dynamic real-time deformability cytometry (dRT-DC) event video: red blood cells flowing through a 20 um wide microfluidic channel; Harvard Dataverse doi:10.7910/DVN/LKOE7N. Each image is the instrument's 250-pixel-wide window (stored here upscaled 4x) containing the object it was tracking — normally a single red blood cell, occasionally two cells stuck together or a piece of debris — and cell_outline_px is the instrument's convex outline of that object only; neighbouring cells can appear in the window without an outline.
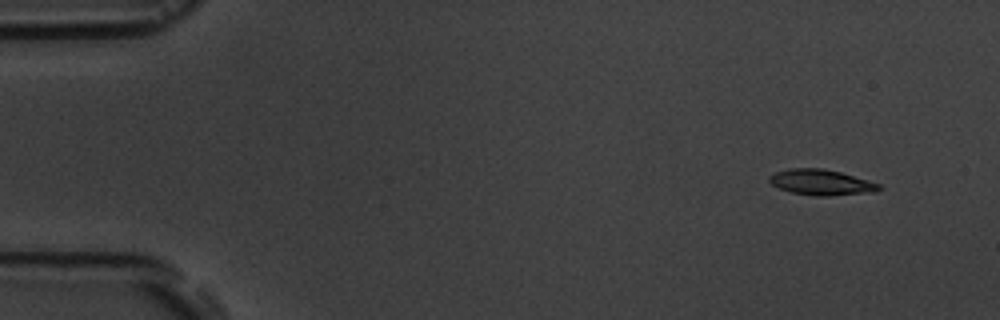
{"species": "common noctule bat (a hibernating species)", "species_latin": "Nyctalus noctula", "temperature_condition": "room temperature", "stored_images_in_passage": 7, "camera_frame_rate_fps": 3000, "um_per_image_px": 0.085, "animal": {"sex": "male", "body_mass_g": 19.5, "forearm_length_mm": 54.6}, "frame": {"image": 1, "passage_image": 1, "time_ms": 0.0, "image_size_px": [1000, 320], "cell_outline_px": [[884, 188], [876, 192], [828, 196], [816, 196], [792, 192], [780, 188], [772, 184], [768, 180], [768, 176], [776, 172], [788, 168], [820, 168], [840, 172], [868, 180], [880, 184]], "centroid_in_image_um": [69.83, 15.5], "position_along_channel_um": 15.2, "area_um2": 16.42}}
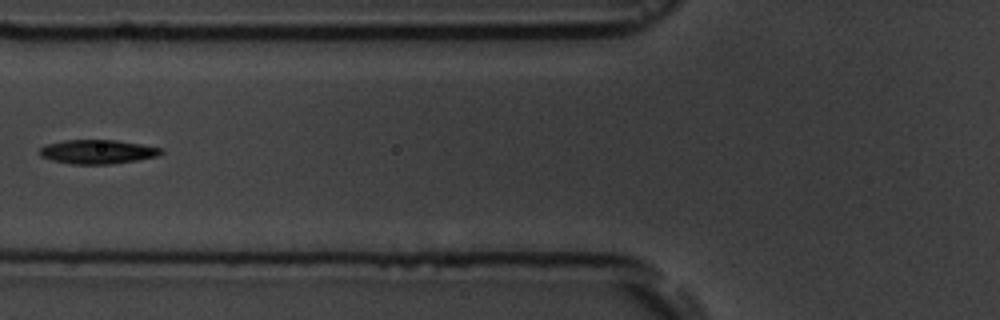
{"frame": {"image": 2, "passage_image": 6, "time_ms": 5.667, "image_size_px": [1000, 320], "cell_outline_px": [[164, 152], [156, 156], [136, 160], [108, 164], [72, 164], [52, 160], [40, 156], [40, 148], [44, 144], [64, 140], [116, 140], [164, 148]], "centroid_in_image_um": [8.27, 12.89], "position_along_channel_um": 117.5, "area_um2": 16.99}}
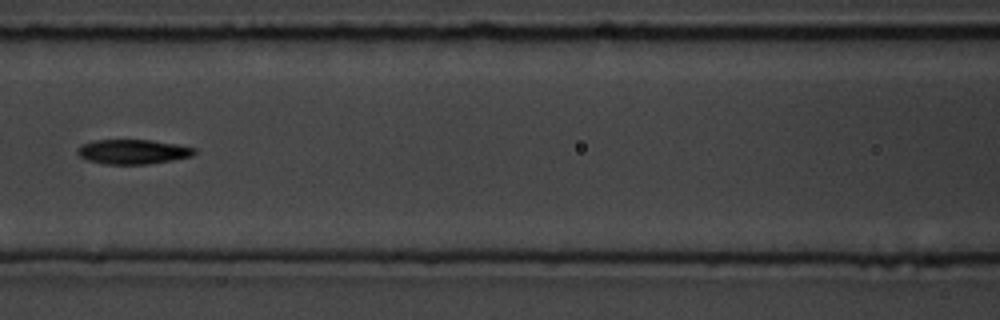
{"frame": {"image": 3, "passage_image": 7, "time_ms": 6.667, "image_size_px": [1000, 320], "cell_outline_px": [[196, 152], [192, 156], [172, 160], [148, 164], [104, 164], [88, 160], [80, 156], [76, 152], [76, 148], [84, 144], [96, 140], [152, 140], [176, 144], [196, 148]], "centroid_in_image_um": [11.31, 12.9], "position_along_channel_um": 155.3, "area_um2": 16.7}}